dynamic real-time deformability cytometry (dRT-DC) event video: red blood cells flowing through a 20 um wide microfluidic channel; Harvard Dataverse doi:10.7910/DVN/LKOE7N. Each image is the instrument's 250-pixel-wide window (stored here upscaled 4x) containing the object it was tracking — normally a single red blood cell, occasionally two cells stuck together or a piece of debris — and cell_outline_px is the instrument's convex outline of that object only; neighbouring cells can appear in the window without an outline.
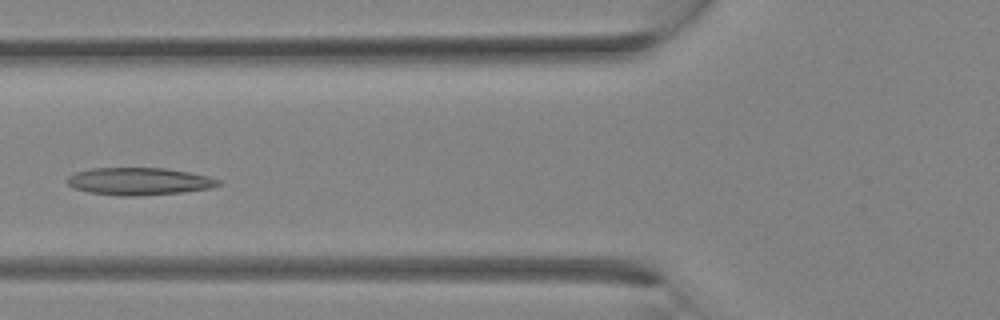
{"species": "Egyptian fruit bat (a non-hibernating species)", "species_latin": "Rousettus aegyptiacus", "temperature_condition": "room temperature", "stored_images_in_passage": 13, "camera_frame_rate_fps": 3000, "um_per_image_px": 0.085, "animal": {"sex": "female"}, "frame": {"image": 1, "passage_image": 4, "time_ms": 1.0, "image_size_px": [1000, 320], "cell_outline_px": [[220, 184], [212, 188], [184, 192], [136, 196], [120, 196], [88, 192], [72, 188], [64, 180], [68, 176], [76, 172], [92, 168], [164, 168], [188, 172], [208, 176], [220, 180]], "centroid_in_image_um": [11.79, 15.42], "position_along_channel_um": 114.0, "area_um2": 24.28}}
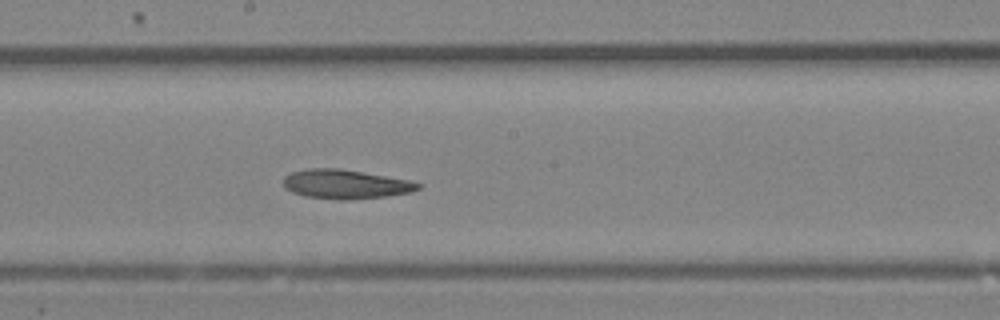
{"frame": {"image": 2, "passage_image": 9, "time_ms": 2.667, "image_size_px": [1000, 320], "cell_outline_px": [[424, 184], [420, 188], [412, 192], [388, 196], [348, 200], [340, 200], [304, 196], [292, 192], [284, 188], [284, 176], [292, 172], [308, 168], [340, 168], [412, 180]], "centroid_in_image_um": [29.41, 15.65], "position_along_channel_um": 218.8, "area_um2": 23.24}}
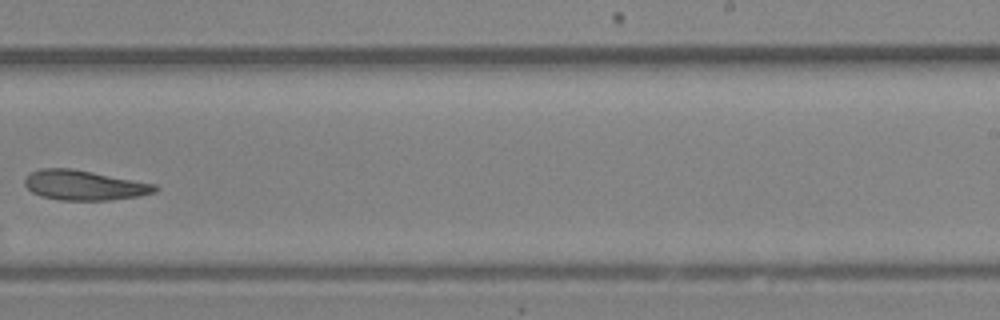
{"frame": {"image": 3, "passage_image": 12, "time_ms": 3.667, "image_size_px": [1000, 320], "cell_outline_px": [[160, 188], [156, 192], [140, 196], [108, 200], [60, 200], [40, 196], [32, 192], [24, 184], [24, 176], [40, 168], [72, 168], [156, 184]], "centroid_in_image_um": [7.15, 15.74], "position_along_channel_um": 281.8, "area_um2": 22.83}}